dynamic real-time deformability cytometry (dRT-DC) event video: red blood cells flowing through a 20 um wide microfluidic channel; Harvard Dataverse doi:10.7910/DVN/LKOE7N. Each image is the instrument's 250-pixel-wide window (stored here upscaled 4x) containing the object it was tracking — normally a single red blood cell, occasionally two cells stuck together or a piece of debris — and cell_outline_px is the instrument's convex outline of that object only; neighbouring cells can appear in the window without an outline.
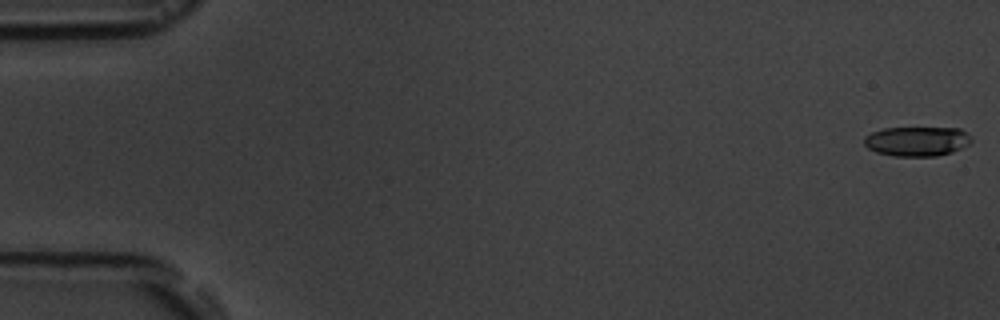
{"species": "common noctule bat (a hibernating species)", "species_latin": "Nyctalus noctula", "temperature_condition": "room temperature", "stored_images_in_passage": 7, "camera_frame_rate_fps": 3000, "um_per_image_px": 0.085, "animal": {"sex": "male", "body_mass_g": 19.5, "forearm_length_mm": 54.6}, "frame": {"image": 1, "passage_image": 1, "time_ms": 0.0, "image_size_px": [1000, 320], "cell_outline_px": [[972, 140], [968, 144], [952, 152], [936, 156], [892, 156], [876, 152], [868, 148], [864, 144], [864, 136], [872, 132], [884, 128], [960, 128], [972, 136]], "centroid_in_image_um": [77.94, 12.01], "position_along_channel_um": 7.1, "area_um2": 18.55}}
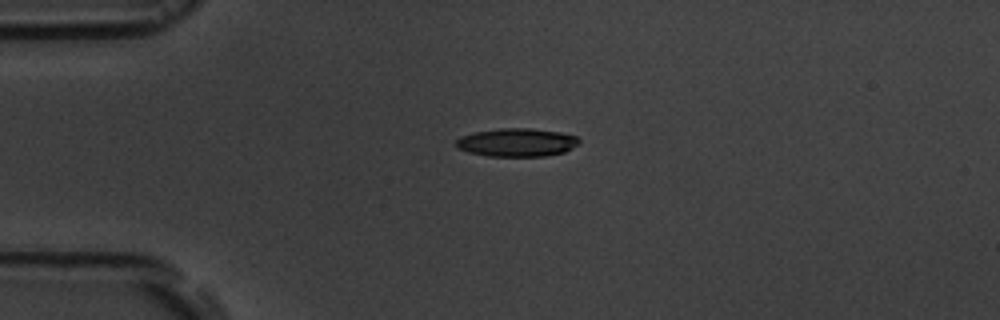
{"frame": {"image": 2, "passage_image": 5, "time_ms": 4.333, "image_size_px": [1000, 320], "cell_outline_px": [[580, 144], [564, 152], [544, 156], [488, 156], [468, 152], [456, 148], [456, 140], [460, 136], [476, 132], [500, 128], [532, 128], [560, 132], [576, 136], [580, 140]], "centroid_in_image_um": [43.94, 12.1], "position_along_channel_um": 41.1, "area_um2": 20.35}}
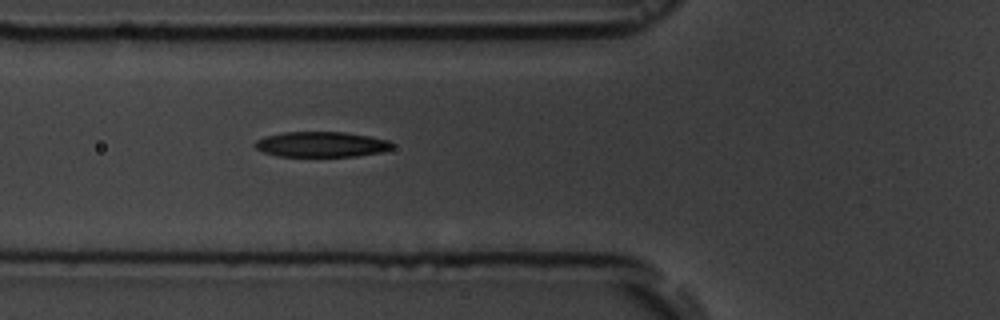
{"frame": {"image": 3, "passage_image": 7, "time_ms": 6.667, "image_size_px": [1000, 320], "cell_outline_px": [[392, 148], [380, 152], [356, 156], [276, 156], [264, 152], [256, 148], [252, 144], [256, 140], [264, 136], [284, 132], [344, 132], [368, 136], [388, 140], [392, 144]], "centroid_in_image_um": [27.26, 12.27], "position_along_channel_um": 98.5, "area_um2": 20.17}}